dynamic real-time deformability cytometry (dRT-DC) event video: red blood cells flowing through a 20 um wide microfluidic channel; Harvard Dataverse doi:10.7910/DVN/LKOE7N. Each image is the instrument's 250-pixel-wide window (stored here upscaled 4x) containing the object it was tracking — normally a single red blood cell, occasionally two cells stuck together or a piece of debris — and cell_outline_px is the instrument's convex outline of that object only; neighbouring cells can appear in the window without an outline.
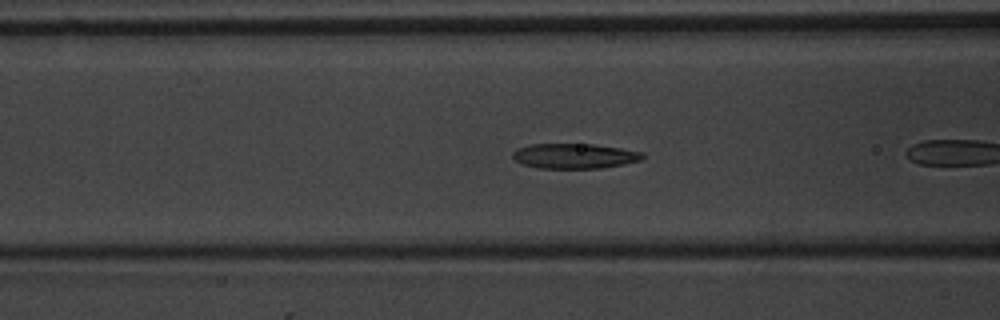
{"species": "common noctule bat (a hibernating species)", "species_latin": "Nyctalus noctula", "temperature_condition": "warm", "stored_images_in_passage": 10, "camera_frame_rate_fps": 3000, "um_per_image_px": 0.085, "animal": {"sex": "male", "body_mass_g": 20.1, "forearm_length_mm": 53.5}, "frame": {"image": 1, "passage_image": 6, "time_ms": 1.667, "image_size_px": [1000, 320], "cell_outline_px": [[644, 156], [640, 160], [624, 164], [600, 168], [540, 168], [524, 164], [516, 160], [512, 156], [512, 152], [516, 148], [528, 144], [596, 144], [644, 152]], "centroid_in_image_um": [48.83, 13.25], "position_along_channel_um": 117.8, "area_um2": 18.96}}
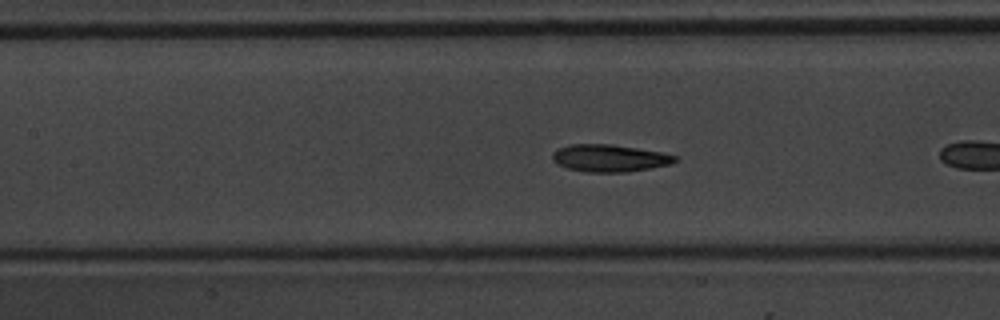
{"frame": {"image": 2, "passage_image": 9, "time_ms": 2.667, "image_size_px": [1000, 320], "cell_outline_px": [[680, 160], [672, 164], [628, 172], [584, 172], [568, 168], [556, 164], [552, 160], [552, 152], [568, 144], [612, 144], [660, 152], [676, 156]], "centroid_in_image_um": [51.8, 13.44], "position_along_channel_um": 155.6, "area_um2": 19.59}}